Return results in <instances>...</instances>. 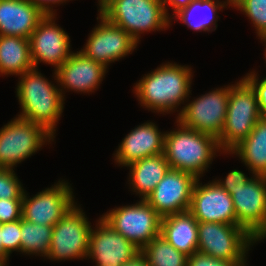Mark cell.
<instances>
[{"label": "cell", "instance_id": "6da1fadb", "mask_svg": "<svg viewBox=\"0 0 266 266\" xmlns=\"http://www.w3.org/2000/svg\"><path fill=\"white\" fill-rule=\"evenodd\" d=\"M192 69L186 64L162 63L134 83V96L145 110L163 115L177 112V117L183 109L181 104L191 98Z\"/></svg>", "mask_w": 266, "mask_h": 266}, {"label": "cell", "instance_id": "7a4b0ae2", "mask_svg": "<svg viewBox=\"0 0 266 266\" xmlns=\"http://www.w3.org/2000/svg\"><path fill=\"white\" fill-rule=\"evenodd\" d=\"M41 71L32 68L18 76L15 88L21 112L16 115L44 127L56 137L57 124L64 111L65 100L58 82L53 83Z\"/></svg>", "mask_w": 266, "mask_h": 266}, {"label": "cell", "instance_id": "3957f363", "mask_svg": "<svg viewBox=\"0 0 266 266\" xmlns=\"http://www.w3.org/2000/svg\"><path fill=\"white\" fill-rule=\"evenodd\" d=\"M175 123L176 128L166 131L164 140L163 154L170 169L186 171L197 178L204 177L215 156L227 154L213 135L187 128L178 120Z\"/></svg>", "mask_w": 266, "mask_h": 266}, {"label": "cell", "instance_id": "277c9868", "mask_svg": "<svg viewBox=\"0 0 266 266\" xmlns=\"http://www.w3.org/2000/svg\"><path fill=\"white\" fill-rule=\"evenodd\" d=\"M140 44L141 34L171 27L163 0H108L97 10Z\"/></svg>", "mask_w": 266, "mask_h": 266}, {"label": "cell", "instance_id": "5b68a950", "mask_svg": "<svg viewBox=\"0 0 266 266\" xmlns=\"http://www.w3.org/2000/svg\"><path fill=\"white\" fill-rule=\"evenodd\" d=\"M262 117L251 84L244 77L231 84L224 128L217 138L221 150L229 153L247 138Z\"/></svg>", "mask_w": 266, "mask_h": 266}, {"label": "cell", "instance_id": "8992f818", "mask_svg": "<svg viewBox=\"0 0 266 266\" xmlns=\"http://www.w3.org/2000/svg\"><path fill=\"white\" fill-rule=\"evenodd\" d=\"M255 244L258 241L241 226L198 222L197 251L200 253L247 266L248 253Z\"/></svg>", "mask_w": 266, "mask_h": 266}, {"label": "cell", "instance_id": "52a82bcc", "mask_svg": "<svg viewBox=\"0 0 266 266\" xmlns=\"http://www.w3.org/2000/svg\"><path fill=\"white\" fill-rule=\"evenodd\" d=\"M54 139L44 127L15 116L0 128V168L15 170Z\"/></svg>", "mask_w": 266, "mask_h": 266}, {"label": "cell", "instance_id": "ba28073f", "mask_svg": "<svg viewBox=\"0 0 266 266\" xmlns=\"http://www.w3.org/2000/svg\"><path fill=\"white\" fill-rule=\"evenodd\" d=\"M92 224L81 205L75 204L52 228L50 261L87 260Z\"/></svg>", "mask_w": 266, "mask_h": 266}, {"label": "cell", "instance_id": "9c48e42d", "mask_svg": "<svg viewBox=\"0 0 266 266\" xmlns=\"http://www.w3.org/2000/svg\"><path fill=\"white\" fill-rule=\"evenodd\" d=\"M100 217L140 250L160 235L162 217L143 199L115 206Z\"/></svg>", "mask_w": 266, "mask_h": 266}, {"label": "cell", "instance_id": "30bf717a", "mask_svg": "<svg viewBox=\"0 0 266 266\" xmlns=\"http://www.w3.org/2000/svg\"><path fill=\"white\" fill-rule=\"evenodd\" d=\"M230 85L214 88L194 100H186L176 117L183 126L218 138L224 128Z\"/></svg>", "mask_w": 266, "mask_h": 266}, {"label": "cell", "instance_id": "8fae6325", "mask_svg": "<svg viewBox=\"0 0 266 266\" xmlns=\"http://www.w3.org/2000/svg\"><path fill=\"white\" fill-rule=\"evenodd\" d=\"M97 20L98 24L88 34L87 42L79 51L109 69L111 63L122 60L137 50L139 43L99 12Z\"/></svg>", "mask_w": 266, "mask_h": 266}, {"label": "cell", "instance_id": "7c38bea8", "mask_svg": "<svg viewBox=\"0 0 266 266\" xmlns=\"http://www.w3.org/2000/svg\"><path fill=\"white\" fill-rule=\"evenodd\" d=\"M74 189L66 179H59L30 197L24 190L22 219L40 225L54 226L76 203Z\"/></svg>", "mask_w": 266, "mask_h": 266}, {"label": "cell", "instance_id": "4fadbf2b", "mask_svg": "<svg viewBox=\"0 0 266 266\" xmlns=\"http://www.w3.org/2000/svg\"><path fill=\"white\" fill-rule=\"evenodd\" d=\"M229 194L234 204L236 225L261 243L266 239V176L254 175L244 186Z\"/></svg>", "mask_w": 266, "mask_h": 266}, {"label": "cell", "instance_id": "5bb4252c", "mask_svg": "<svg viewBox=\"0 0 266 266\" xmlns=\"http://www.w3.org/2000/svg\"><path fill=\"white\" fill-rule=\"evenodd\" d=\"M56 14H47L29 37L33 67L42 62L56 71L74 52L68 33L55 21Z\"/></svg>", "mask_w": 266, "mask_h": 266}, {"label": "cell", "instance_id": "9a60e30c", "mask_svg": "<svg viewBox=\"0 0 266 266\" xmlns=\"http://www.w3.org/2000/svg\"><path fill=\"white\" fill-rule=\"evenodd\" d=\"M197 177L169 169L145 201L161 216L189 211Z\"/></svg>", "mask_w": 266, "mask_h": 266}, {"label": "cell", "instance_id": "2e32d148", "mask_svg": "<svg viewBox=\"0 0 266 266\" xmlns=\"http://www.w3.org/2000/svg\"><path fill=\"white\" fill-rule=\"evenodd\" d=\"M141 250L122 234L116 232L101 217L96 219L89 236L87 260L95 266H121L132 260Z\"/></svg>", "mask_w": 266, "mask_h": 266}, {"label": "cell", "instance_id": "e0dca14e", "mask_svg": "<svg viewBox=\"0 0 266 266\" xmlns=\"http://www.w3.org/2000/svg\"><path fill=\"white\" fill-rule=\"evenodd\" d=\"M107 73L108 69L105 66L76 51L54 71L52 76L54 81L56 80L55 83L58 82L62 97L66 100L67 91L77 94L94 93Z\"/></svg>", "mask_w": 266, "mask_h": 266}, {"label": "cell", "instance_id": "ac0fdd59", "mask_svg": "<svg viewBox=\"0 0 266 266\" xmlns=\"http://www.w3.org/2000/svg\"><path fill=\"white\" fill-rule=\"evenodd\" d=\"M189 211L198 222L236 225V215L231 195L214 180L202 184L197 179Z\"/></svg>", "mask_w": 266, "mask_h": 266}, {"label": "cell", "instance_id": "d6986e66", "mask_svg": "<svg viewBox=\"0 0 266 266\" xmlns=\"http://www.w3.org/2000/svg\"><path fill=\"white\" fill-rule=\"evenodd\" d=\"M165 133L150 120L137 125L118 144L113 153L115 164L122 168L134 161L163 153Z\"/></svg>", "mask_w": 266, "mask_h": 266}, {"label": "cell", "instance_id": "ffe728a7", "mask_svg": "<svg viewBox=\"0 0 266 266\" xmlns=\"http://www.w3.org/2000/svg\"><path fill=\"white\" fill-rule=\"evenodd\" d=\"M45 16L29 0H0V35L29 39Z\"/></svg>", "mask_w": 266, "mask_h": 266}, {"label": "cell", "instance_id": "44dd1931", "mask_svg": "<svg viewBox=\"0 0 266 266\" xmlns=\"http://www.w3.org/2000/svg\"><path fill=\"white\" fill-rule=\"evenodd\" d=\"M160 235L186 256L197 252L198 221L190 211L162 217Z\"/></svg>", "mask_w": 266, "mask_h": 266}, {"label": "cell", "instance_id": "7402d4cb", "mask_svg": "<svg viewBox=\"0 0 266 266\" xmlns=\"http://www.w3.org/2000/svg\"><path fill=\"white\" fill-rule=\"evenodd\" d=\"M129 171L130 191L145 200L155 189L170 166L163 153L134 161L126 166Z\"/></svg>", "mask_w": 266, "mask_h": 266}, {"label": "cell", "instance_id": "603a6c76", "mask_svg": "<svg viewBox=\"0 0 266 266\" xmlns=\"http://www.w3.org/2000/svg\"><path fill=\"white\" fill-rule=\"evenodd\" d=\"M227 6L231 7V0H193L170 18V25L176 20L194 32H212L217 29L218 11Z\"/></svg>", "mask_w": 266, "mask_h": 266}, {"label": "cell", "instance_id": "cb8c5ba5", "mask_svg": "<svg viewBox=\"0 0 266 266\" xmlns=\"http://www.w3.org/2000/svg\"><path fill=\"white\" fill-rule=\"evenodd\" d=\"M226 154L236 155L249 173L266 176V116L256 123L246 139Z\"/></svg>", "mask_w": 266, "mask_h": 266}, {"label": "cell", "instance_id": "d4e9b609", "mask_svg": "<svg viewBox=\"0 0 266 266\" xmlns=\"http://www.w3.org/2000/svg\"><path fill=\"white\" fill-rule=\"evenodd\" d=\"M32 68L29 39L0 35V76H20Z\"/></svg>", "mask_w": 266, "mask_h": 266}, {"label": "cell", "instance_id": "484cf974", "mask_svg": "<svg viewBox=\"0 0 266 266\" xmlns=\"http://www.w3.org/2000/svg\"><path fill=\"white\" fill-rule=\"evenodd\" d=\"M52 228L21 218V254L46 258L50 250Z\"/></svg>", "mask_w": 266, "mask_h": 266}, {"label": "cell", "instance_id": "4316f807", "mask_svg": "<svg viewBox=\"0 0 266 266\" xmlns=\"http://www.w3.org/2000/svg\"><path fill=\"white\" fill-rule=\"evenodd\" d=\"M149 266H187L188 256L176 250L162 235L153 238L142 249Z\"/></svg>", "mask_w": 266, "mask_h": 266}, {"label": "cell", "instance_id": "83f0119b", "mask_svg": "<svg viewBox=\"0 0 266 266\" xmlns=\"http://www.w3.org/2000/svg\"><path fill=\"white\" fill-rule=\"evenodd\" d=\"M231 8L237 9L251 20L258 39L266 37V0H231Z\"/></svg>", "mask_w": 266, "mask_h": 266}, {"label": "cell", "instance_id": "f1b7e54d", "mask_svg": "<svg viewBox=\"0 0 266 266\" xmlns=\"http://www.w3.org/2000/svg\"><path fill=\"white\" fill-rule=\"evenodd\" d=\"M2 257L10 259L11 254L19 252L21 254V219L2 223Z\"/></svg>", "mask_w": 266, "mask_h": 266}, {"label": "cell", "instance_id": "f546056e", "mask_svg": "<svg viewBox=\"0 0 266 266\" xmlns=\"http://www.w3.org/2000/svg\"><path fill=\"white\" fill-rule=\"evenodd\" d=\"M24 190L14 169L0 168V199H22Z\"/></svg>", "mask_w": 266, "mask_h": 266}, {"label": "cell", "instance_id": "4dcf8cb0", "mask_svg": "<svg viewBox=\"0 0 266 266\" xmlns=\"http://www.w3.org/2000/svg\"><path fill=\"white\" fill-rule=\"evenodd\" d=\"M22 199H0V223L14 222L22 218Z\"/></svg>", "mask_w": 266, "mask_h": 266}, {"label": "cell", "instance_id": "1f68e13d", "mask_svg": "<svg viewBox=\"0 0 266 266\" xmlns=\"http://www.w3.org/2000/svg\"><path fill=\"white\" fill-rule=\"evenodd\" d=\"M254 174L249 177L241 170L233 169L231 170L225 178L214 179V181L223 189H225L228 193H230L233 189H237L238 187L244 186Z\"/></svg>", "mask_w": 266, "mask_h": 266}, {"label": "cell", "instance_id": "d6a6232c", "mask_svg": "<svg viewBox=\"0 0 266 266\" xmlns=\"http://www.w3.org/2000/svg\"><path fill=\"white\" fill-rule=\"evenodd\" d=\"M258 72L252 70L243 76L253 87L257 94V100L259 104V110L266 116V77L260 79Z\"/></svg>", "mask_w": 266, "mask_h": 266}, {"label": "cell", "instance_id": "836d02e7", "mask_svg": "<svg viewBox=\"0 0 266 266\" xmlns=\"http://www.w3.org/2000/svg\"><path fill=\"white\" fill-rule=\"evenodd\" d=\"M187 266H239L236 262L225 261L216 259L212 256L194 252L191 256H188Z\"/></svg>", "mask_w": 266, "mask_h": 266}, {"label": "cell", "instance_id": "e575fe53", "mask_svg": "<svg viewBox=\"0 0 266 266\" xmlns=\"http://www.w3.org/2000/svg\"><path fill=\"white\" fill-rule=\"evenodd\" d=\"M31 1L35 6L39 7L46 15L47 14H57L58 9H54V5L56 8V5L60 6L64 3L66 4L69 2V0H29ZM71 1V0H70Z\"/></svg>", "mask_w": 266, "mask_h": 266}, {"label": "cell", "instance_id": "d590c367", "mask_svg": "<svg viewBox=\"0 0 266 266\" xmlns=\"http://www.w3.org/2000/svg\"><path fill=\"white\" fill-rule=\"evenodd\" d=\"M191 1L193 0H163L164 8H165L167 16L171 18L176 12L186 7ZM168 6L172 8V13H173L172 15L169 14Z\"/></svg>", "mask_w": 266, "mask_h": 266}, {"label": "cell", "instance_id": "8d00e7d4", "mask_svg": "<svg viewBox=\"0 0 266 266\" xmlns=\"http://www.w3.org/2000/svg\"><path fill=\"white\" fill-rule=\"evenodd\" d=\"M121 266H149L146 257L140 252L132 260L122 264Z\"/></svg>", "mask_w": 266, "mask_h": 266}, {"label": "cell", "instance_id": "74e56055", "mask_svg": "<svg viewBox=\"0 0 266 266\" xmlns=\"http://www.w3.org/2000/svg\"><path fill=\"white\" fill-rule=\"evenodd\" d=\"M2 224L0 223V257H2Z\"/></svg>", "mask_w": 266, "mask_h": 266}, {"label": "cell", "instance_id": "f35d334b", "mask_svg": "<svg viewBox=\"0 0 266 266\" xmlns=\"http://www.w3.org/2000/svg\"><path fill=\"white\" fill-rule=\"evenodd\" d=\"M8 264V260H5L3 257H0V266H9Z\"/></svg>", "mask_w": 266, "mask_h": 266}, {"label": "cell", "instance_id": "ab89813d", "mask_svg": "<svg viewBox=\"0 0 266 266\" xmlns=\"http://www.w3.org/2000/svg\"><path fill=\"white\" fill-rule=\"evenodd\" d=\"M98 10L108 1V0H97Z\"/></svg>", "mask_w": 266, "mask_h": 266}, {"label": "cell", "instance_id": "60d3db41", "mask_svg": "<svg viewBox=\"0 0 266 266\" xmlns=\"http://www.w3.org/2000/svg\"><path fill=\"white\" fill-rule=\"evenodd\" d=\"M260 41H261V43H263V42H264V44H263V45H265V47H266V37H265V38H263V39H261ZM264 51H265V52H264V54H263V55L265 56L264 58H265V63H266V48H265V50H264Z\"/></svg>", "mask_w": 266, "mask_h": 266}]
</instances>
